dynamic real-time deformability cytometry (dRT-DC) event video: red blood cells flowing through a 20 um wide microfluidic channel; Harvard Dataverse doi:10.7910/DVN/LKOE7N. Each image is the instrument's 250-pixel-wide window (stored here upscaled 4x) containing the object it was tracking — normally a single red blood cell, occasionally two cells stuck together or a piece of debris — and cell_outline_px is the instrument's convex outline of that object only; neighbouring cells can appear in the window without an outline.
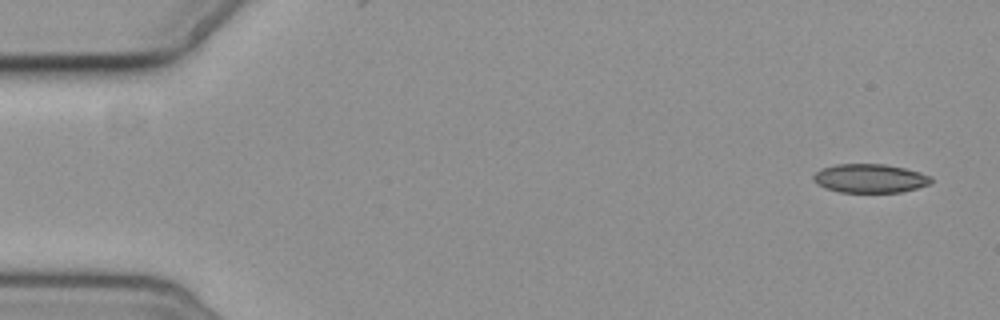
{"species": "common noctule bat (a hibernating species)", "species_latin": "Nyctalus noctula", "temperature_condition": "cold", "stored_images_in_passage": 5, "camera_frame_rate_fps": 3000, "um_per_image_px": 0.085, "animal": {"sex": "female", "body_mass_g": 19.3, "forearm_length_mm": 54.1}, "frame": {"image": 1, "passage_image": 1, "time_ms": 0.0, "image_size_px": [1000, 320], "cell_outline_px": [[932, 180], [928, 184], [916, 188], [900, 192], [840, 192], [824, 188], [816, 184], [812, 180], [812, 176], [820, 168], [836, 164], [884, 164], [904, 168], [920, 172], [932, 176]], "centroid_in_image_um": [73.89, 15.16], "position_along_channel_um": 11.1, "area_um2": 19.83}}